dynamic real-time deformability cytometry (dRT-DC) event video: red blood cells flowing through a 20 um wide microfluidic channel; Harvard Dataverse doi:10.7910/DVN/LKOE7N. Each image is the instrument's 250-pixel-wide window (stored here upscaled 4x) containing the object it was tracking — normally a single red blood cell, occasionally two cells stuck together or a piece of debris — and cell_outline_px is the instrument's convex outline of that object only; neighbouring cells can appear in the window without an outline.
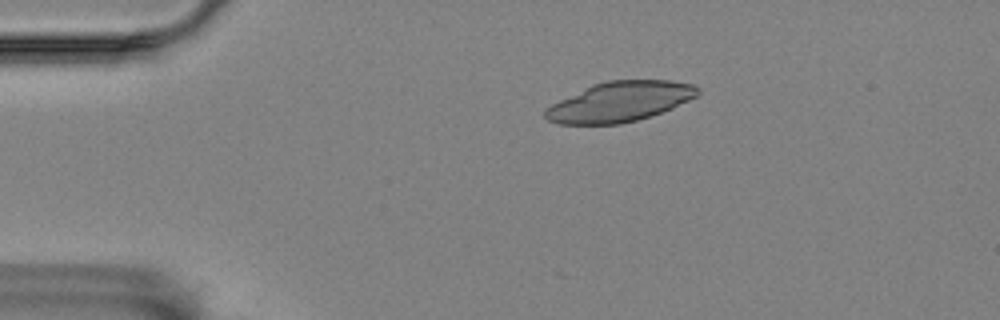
{"species": "Egyptian fruit bat (a non-hibernating species)", "species_latin": "Rousettus aegyptiacus", "temperature_condition": "room temperature", "stored_images_in_passage": 5, "camera_frame_rate_fps": 3000, "um_per_image_px": 0.085, "animal": {"sex": "female"}, "frame": {"image": 1, "passage_image": 2, "time_ms": 0.333, "image_size_px": [1000, 320], "cell_outline_px": [[700, 92], [696, 96], [672, 108], [636, 120], [620, 124], [560, 124], [548, 120], [544, 116], [544, 112], [552, 104], [592, 84], [608, 80], [672, 80], [692, 84], [700, 88]], "centroid_in_image_um": [52.69, 8.63], "position_along_channel_um": 32.3, "area_um2": 35.2}}